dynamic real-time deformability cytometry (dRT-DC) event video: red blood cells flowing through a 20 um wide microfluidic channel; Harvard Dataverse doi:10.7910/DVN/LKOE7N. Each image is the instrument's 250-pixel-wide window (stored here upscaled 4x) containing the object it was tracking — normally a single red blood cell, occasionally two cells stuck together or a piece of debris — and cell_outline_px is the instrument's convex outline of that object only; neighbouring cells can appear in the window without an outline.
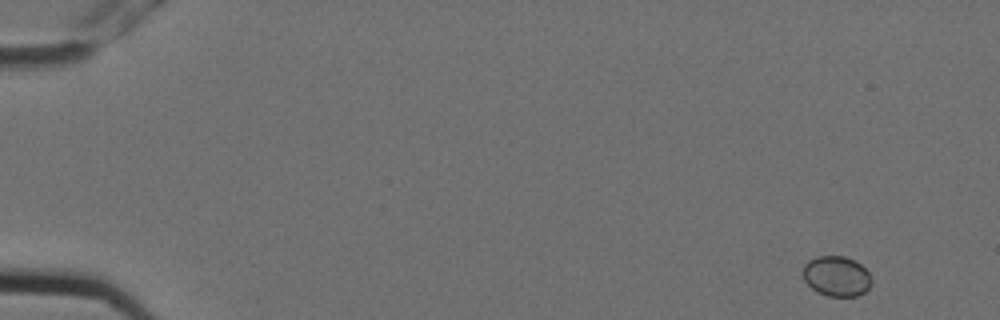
{"species": "Egyptian fruit bat (a non-hibernating species)", "species_latin": "Rousettus aegyptiacus", "temperature_condition": "cold", "stored_images_in_passage": 5, "camera_frame_rate_fps": 3000, "um_per_image_px": 0.085, "animal": {"sex": "female"}, "frame": {"image": 1, "passage_image": 1, "time_ms": 0.0, "image_size_px": [1000, 320], "cell_outline_px": [[872, 284], [864, 292], [856, 296], [828, 296], [816, 292], [804, 280], [804, 264], [808, 260], [816, 256], [844, 256], [856, 260], [868, 272], [872, 280]], "centroid_in_image_um": [71.11, 23.47], "position_along_channel_um": 13.9, "area_um2": 16.13}}
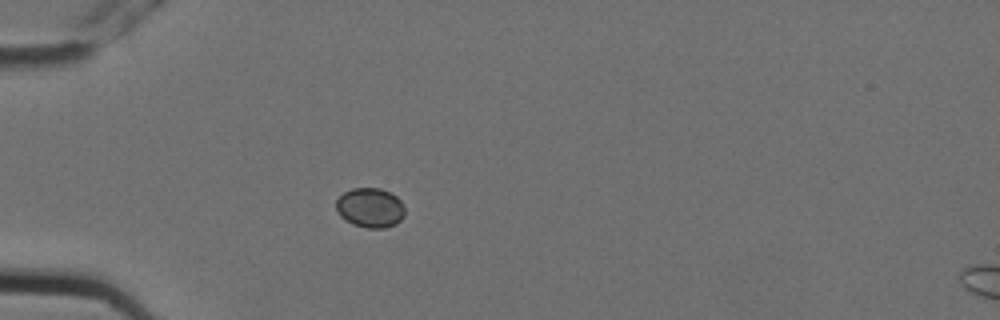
{"frame": {"image": 2, "passage_image": 5, "time_ms": 1.333, "image_size_px": [1000, 320], "cell_outline_px": [[404, 216], [396, 224], [384, 228], [368, 228], [352, 224], [340, 216], [336, 208], [336, 200], [344, 192], [352, 188], [380, 188], [396, 196], [400, 200], [404, 208]], "centroid_in_image_um": [31.46, 17.66], "position_along_channel_um": 53.5, "area_um2": 15.84}}